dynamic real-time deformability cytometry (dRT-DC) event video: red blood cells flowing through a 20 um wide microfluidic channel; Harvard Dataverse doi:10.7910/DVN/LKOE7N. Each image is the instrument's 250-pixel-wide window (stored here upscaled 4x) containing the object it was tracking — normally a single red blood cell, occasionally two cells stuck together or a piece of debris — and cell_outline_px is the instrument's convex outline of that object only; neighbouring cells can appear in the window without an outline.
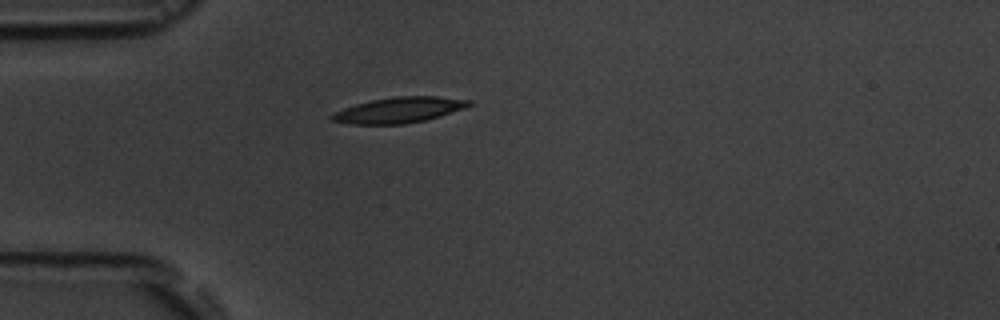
{"species": "common noctule bat (a hibernating species)", "species_latin": "Nyctalus noctula", "temperature_condition": "room temperature", "stored_images_in_passage": 2, "camera_frame_rate_fps": 3000, "um_per_image_px": 0.085, "animal": {"sex": "male", "body_mass_g": 19.5, "forearm_length_mm": 54.6}, "frame": {"image": 1, "passage_image": 1, "time_ms": 0.0, "image_size_px": [1000, 320], "cell_outline_px": [[472, 104], [468, 108], [440, 116], [424, 120], [404, 124], [348, 124], [332, 120], [328, 116], [344, 108], [356, 104], [372, 100], [396, 96], [436, 96], [472, 100]], "centroid_in_image_um": [33.97, 9.35], "position_along_channel_um": 51.0, "area_um2": 20.52}}